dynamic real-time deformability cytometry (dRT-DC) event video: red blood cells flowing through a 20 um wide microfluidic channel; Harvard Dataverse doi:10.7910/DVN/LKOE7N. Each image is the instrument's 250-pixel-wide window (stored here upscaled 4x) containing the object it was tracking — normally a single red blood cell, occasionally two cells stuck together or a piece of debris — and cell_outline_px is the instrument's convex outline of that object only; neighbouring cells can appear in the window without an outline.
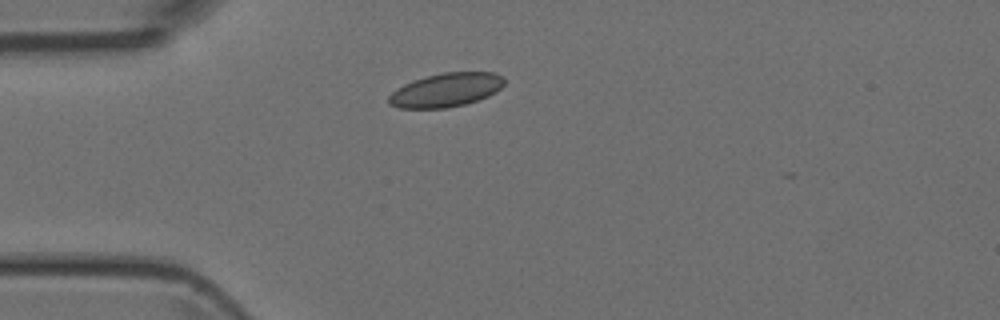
{"species": "Egyptian fruit bat (a non-hibernating species)", "species_latin": "Rousettus aegyptiacus", "temperature_condition": "room temperature", "stored_images_in_passage": 3, "camera_frame_rate_fps": 3000, "um_per_image_px": 0.085, "animal": {"sex": "female"}, "frame": {"image": 1, "passage_image": 2, "time_ms": 1.0, "image_size_px": [1000, 320], "cell_outline_px": [[504, 84], [496, 92], [488, 96], [464, 104], [444, 108], [400, 108], [388, 104], [388, 96], [396, 88], [404, 84], [428, 76], [444, 72], [496, 72], [504, 76]], "centroid_in_image_um": [37.92, 7.64], "position_along_channel_um": 47.1, "area_um2": 22.66}}